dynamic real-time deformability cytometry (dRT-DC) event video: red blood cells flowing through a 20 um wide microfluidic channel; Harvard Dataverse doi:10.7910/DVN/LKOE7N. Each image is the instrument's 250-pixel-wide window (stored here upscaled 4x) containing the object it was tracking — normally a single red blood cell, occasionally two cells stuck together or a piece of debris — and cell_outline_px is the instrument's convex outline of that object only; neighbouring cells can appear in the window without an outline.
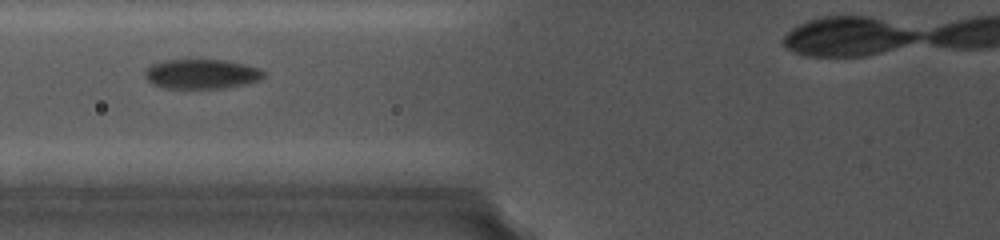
{"species": "common noctule bat (a hibernating species)", "species_latin": "Nyctalus noctula", "temperature_condition": "cold", "stored_images_in_passage": 6, "camera_frame_rate_fps": 5000, "um_per_image_px": 0.085, "animal": {"sex": "female", "body_mass_g": 19.0, "forearm_length_mm": 56.7}, "frame": {"image": 1, "passage_image": 3, "time_ms": 1.8, "image_size_px": [1000, 240], "cell_outline_px": [[264, 76], [256, 80], [240, 84], [216, 88], [168, 88], [156, 84], [148, 80], [144, 76], [144, 72], [152, 64], [164, 60], [224, 60], [244, 64], [260, 68], [264, 72]], "centroid_in_image_um": [17.1, 6.27], "position_along_channel_um": 108.7, "area_um2": 19.94}}
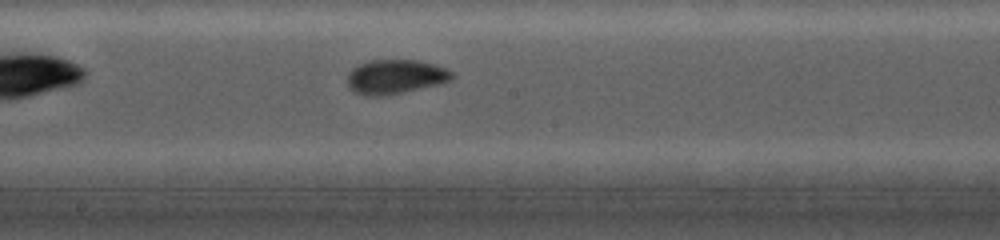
{"frame": {"image": 2, "passage_image": 6, "time_ms": 4.6, "image_size_px": [1000, 240], "cell_outline_px": [[452, 76], [448, 80], [400, 92], [376, 96], [372, 96], [356, 92], [348, 84], [348, 76], [352, 68], [360, 64], [372, 60], [420, 60], [448, 68], [452, 72]], "centroid_in_image_um": [33.58, 6.48], "position_along_channel_um": 214.6, "area_um2": 20.06}}